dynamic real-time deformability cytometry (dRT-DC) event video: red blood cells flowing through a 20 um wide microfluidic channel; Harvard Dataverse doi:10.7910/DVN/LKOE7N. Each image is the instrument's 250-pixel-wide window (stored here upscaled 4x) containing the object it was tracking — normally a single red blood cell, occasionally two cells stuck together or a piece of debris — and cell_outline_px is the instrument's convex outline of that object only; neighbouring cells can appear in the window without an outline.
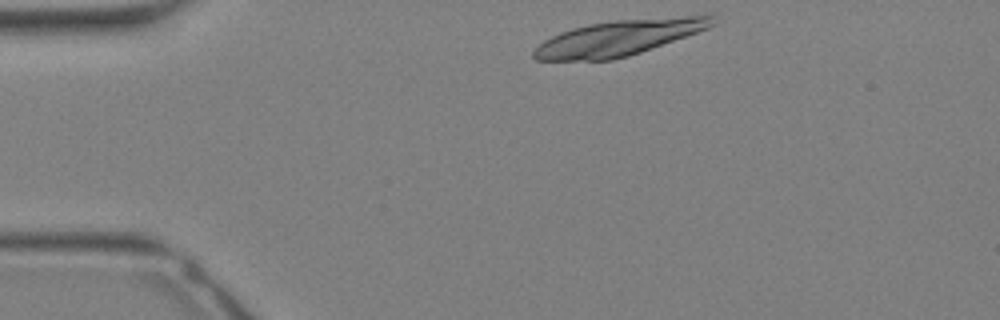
{"species": "Egyptian fruit bat (a non-hibernating species)", "species_latin": "Rousettus aegyptiacus", "temperature_condition": "warm", "stored_images_in_passage": 5, "camera_frame_rate_fps": 3000, "um_per_image_px": 0.085, "animal": {"sex": "female"}, "frame": {"image": 1, "passage_image": 1, "time_ms": 0.0, "image_size_px": [1000, 320], "cell_outline_px": [[716, 24], [708, 28], [640, 52], [628, 56], [612, 60], [536, 60], [532, 56], [532, 52], [544, 40], [560, 32], [572, 28], [588, 24], [616, 20], [688, 16], [712, 16]], "centroid_in_image_um": [52.54, 3.22], "position_along_channel_um": 32.5, "area_um2": 36.24}}